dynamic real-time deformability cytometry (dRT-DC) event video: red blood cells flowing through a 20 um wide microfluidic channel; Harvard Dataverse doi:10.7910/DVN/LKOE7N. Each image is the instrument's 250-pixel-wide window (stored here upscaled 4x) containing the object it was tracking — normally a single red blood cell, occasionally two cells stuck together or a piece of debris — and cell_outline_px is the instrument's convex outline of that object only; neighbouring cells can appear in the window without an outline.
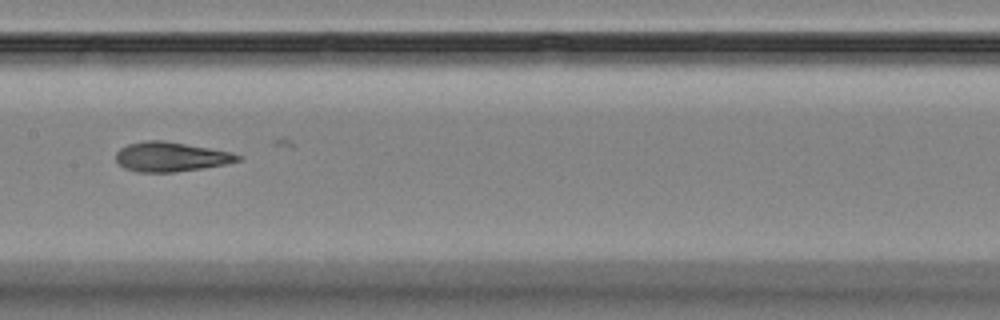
{"species": "Egyptian fruit bat (a non-hibernating species)", "species_latin": "Rousettus aegyptiacus", "temperature_condition": "room temperature", "stored_images_in_passage": 8, "camera_frame_rate_fps": 3000, "um_per_image_px": 0.085, "animal": {"sex": "female"}, "frame": {"image": 1, "passage_image": 7, "time_ms": 8.667, "image_size_px": [1000, 320], "cell_outline_px": [[240, 160], [224, 164], [200, 168], [172, 172], [136, 172], [124, 168], [116, 160], [116, 152], [120, 148], [128, 144], [144, 140], [164, 140], [232, 152], [240, 156]], "centroid_in_image_um": [14.47, 13.32], "position_along_channel_um": 192.9, "area_um2": 20.81}}